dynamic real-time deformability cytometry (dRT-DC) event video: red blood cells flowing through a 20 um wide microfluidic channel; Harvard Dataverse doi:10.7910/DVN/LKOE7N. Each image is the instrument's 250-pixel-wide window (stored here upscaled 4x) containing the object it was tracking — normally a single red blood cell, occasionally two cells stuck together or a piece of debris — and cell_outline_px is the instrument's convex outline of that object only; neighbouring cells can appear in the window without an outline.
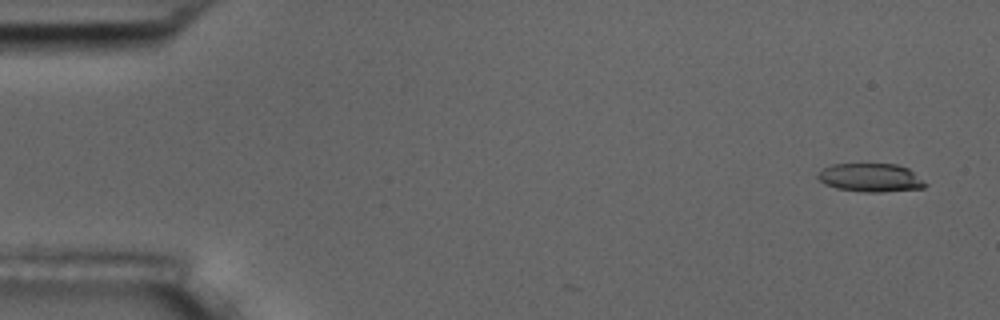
{"species": "common noctule bat (a hibernating species)", "species_latin": "Nyctalus noctula", "temperature_condition": "room temperature", "stored_images_in_passage": 3, "camera_frame_rate_fps": 3000, "um_per_image_px": 0.085, "animal": {"sex": "male", "body_mass_g": 17.5, "forearm_length_mm": 52.3}, "frame": {"image": 1, "passage_image": 1, "time_ms": 0.0, "image_size_px": [1000, 320], "cell_outline_px": [[928, 184], [924, 188], [880, 192], [864, 192], [836, 188], [824, 184], [816, 176], [824, 168], [832, 164], [896, 164], [908, 168]], "centroid_in_image_um": [74.01, 15.1], "position_along_channel_um": 11.0, "area_um2": 17.74}}